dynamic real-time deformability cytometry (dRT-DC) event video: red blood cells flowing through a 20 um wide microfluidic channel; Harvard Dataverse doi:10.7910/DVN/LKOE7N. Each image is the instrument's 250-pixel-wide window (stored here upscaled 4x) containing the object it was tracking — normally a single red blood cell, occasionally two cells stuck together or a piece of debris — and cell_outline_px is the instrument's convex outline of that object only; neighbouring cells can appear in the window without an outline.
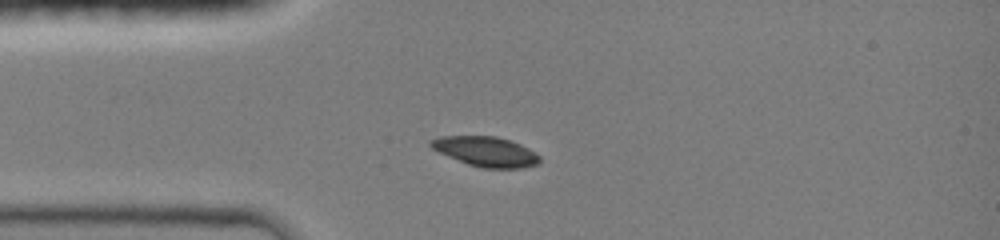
{"species": "common noctule bat (a hibernating species)", "species_latin": "Nyctalus noctula", "temperature_condition": "room temperature", "stored_images_in_passage": 34, "camera_frame_rate_fps": 3000, "um_per_image_px": 0.085, "animal": {"sex": "female", "body_mass_g": 19.0, "forearm_length_mm": 51.5}, "frame": {"image": 1, "passage_image": 1, "time_ms": 0.0, "image_size_px": [1000, 240], "cell_outline_px": [[540, 164], [524, 168], [484, 168], [468, 164], [448, 156], [432, 148], [428, 144], [428, 140], [444, 136], [496, 136], [520, 144], [536, 152], [540, 156]], "centroid_in_image_um": [41.33, 12.88], "position_along_channel_um": 43.7, "area_um2": 18.96}}
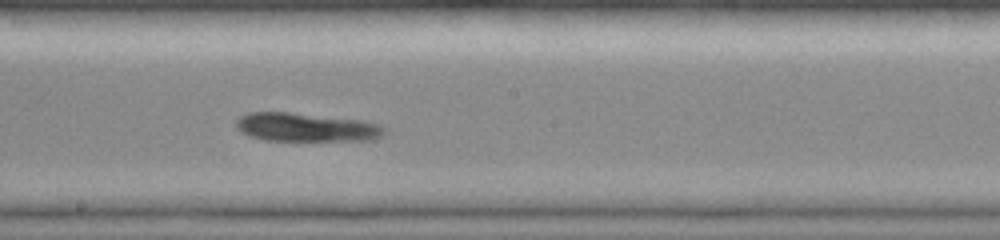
{"frame": {"image": 2, "passage_image": 15, "time_ms": 4.667, "image_size_px": [1000, 240], "cell_outline_px": [[388, 128], [380, 136], [372, 140], [264, 140], [248, 136], [240, 132], [236, 128], [236, 120], [240, 116], [248, 112], [288, 112], [364, 120], [380, 124]], "centroid_in_image_um": [26.01, 10.81], "position_along_channel_um": 222.2, "area_um2": 24.85}}
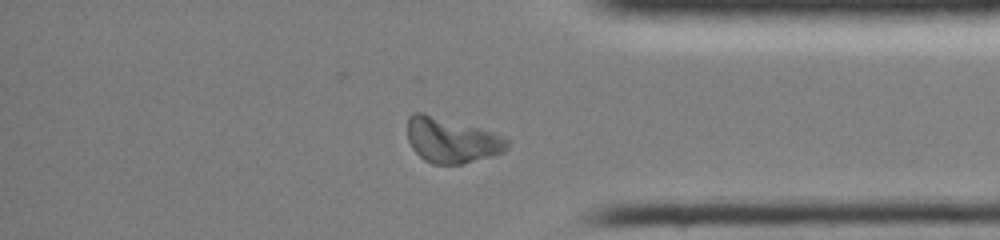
{"frame": {"image": 3, "passage_image": 28, "time_ms": 9.0, "image_size_px": [1000, 240], "cell_outline_px": [[508, 148], [504, 152], [496, 156], [460, 164], [432, 164], [424, 160], [412, 148], [408, 140], [408, 116], [412, 112], [424, 112], [480, 128], [504, 136], [508, 140]], "centroid_in_image_um": [38.39, 11.92], "position_along_channel_um": 396.8, "area_um2": 26.47}, "authors_computed_cell_mechanics": {"area_um2": 24.7095, "velocity_mm_per_s": 4.0922, "shape_relaxation_time_tau1_ms": 1.2745, "shape_relaxation_time_tau2_ms": null, "deformation_change_tau1": null, "deformation_change_tau2": null}}